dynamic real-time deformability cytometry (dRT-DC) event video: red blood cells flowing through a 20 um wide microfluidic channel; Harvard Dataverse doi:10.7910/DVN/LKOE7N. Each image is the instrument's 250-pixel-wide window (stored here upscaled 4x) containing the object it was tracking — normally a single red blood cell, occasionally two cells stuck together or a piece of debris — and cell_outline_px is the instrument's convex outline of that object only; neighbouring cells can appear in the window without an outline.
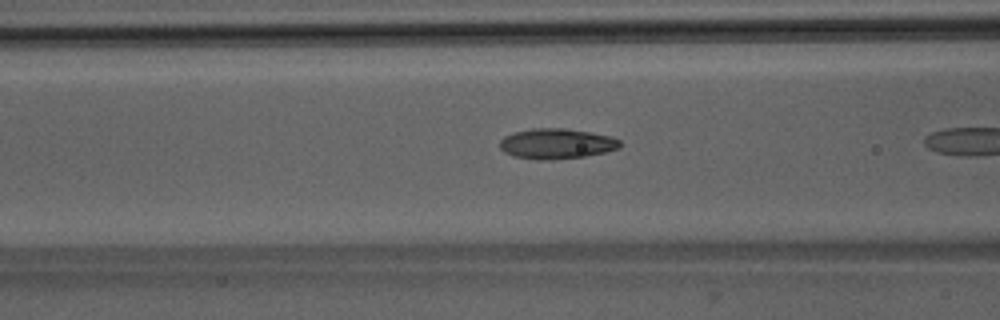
{"species": "Egyptian fruit bat (a non-hibernating species)", "species_latin": "Rousettus aegyptiacus", "temperature_condition": "room temperature", "stored_images_in_passage": 10, "camera_frame_rate_fps": 3000, "um_per_image_px": 0.085, "animal": {"sex": "male"}, "frame": {"image": 1, "passage_image": 6, "time_ms": 1.667, "image_size_px": [1000, 320], "cell_outline_px": [[620, 144], [616, 148], [604, 152], [584, 156], [552, 160], [536, 160], [512, 156], [504, 152], [500, 148], [500, 140], [504, 136], [512, 132], [532, 128], [564, 128], [612, 136], [620, 140]], "centroid_in_image_um": [47.24, 12.21], "position_along_channel_um": 119.4, "area_um2": 21.27}}